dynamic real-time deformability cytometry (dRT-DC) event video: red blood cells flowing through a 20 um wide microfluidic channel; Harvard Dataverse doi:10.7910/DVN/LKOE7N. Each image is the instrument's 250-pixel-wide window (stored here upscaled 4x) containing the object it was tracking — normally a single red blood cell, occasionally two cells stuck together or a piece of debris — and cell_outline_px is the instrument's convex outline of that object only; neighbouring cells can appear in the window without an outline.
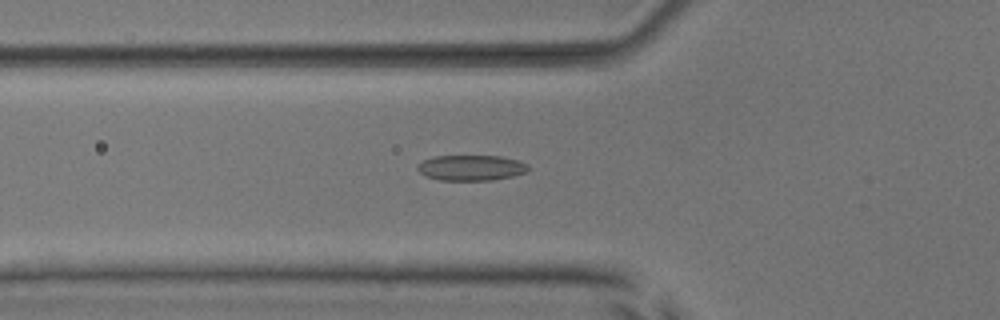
{"species": "common noctule bat (a hibernating species)", "species_latin": "Nyctalus noctula", "temperature_condition": "room temperature", "stored_images_in_passage": 39, "camera_frame_rate_fps": 3000, "um_per_image_px": 0.085, "animal": {"sex": "male", "body_mass_g": 17.9, "forearm_length_mm": 54.2}, "frame": {"image": 1, "passage_image": 5, "time_ms": 1.333, "image_size_px": [1000, 320], "cell_outline_px": [[528, 168], [524, 172], [512, 176], [492, 180], [440, 180], [428, 176], [420, 172], [416, 168], [424, 160], [436, 156], [500, 156], [516, 160], [528, 164]], "centroid_in_image_um": [40.05, 14.26], "position_along_channel_um": 85.8, "area_um2": 16.13}}
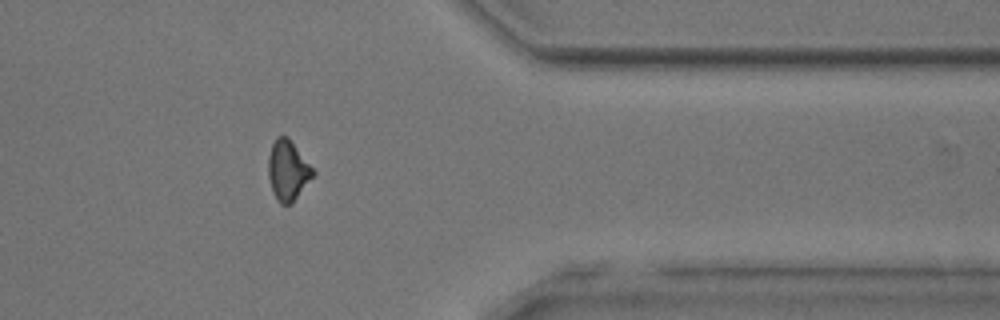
{"frame": {"image": 2, "passage_image": 29, "time_ms": 9.333, "image_size_px": [1000, 320], "cell_outline_px": [[316, 172], [292, 204], [280, 204], [276, 200], [272, 192], [268, 176], [268, 156], [272, 144], [276, 136], [288, 136]], "centroid_in_image_um": [24.45, 14.49], "position_along_channel_um": 386.9, "area_um2": 15.78}}
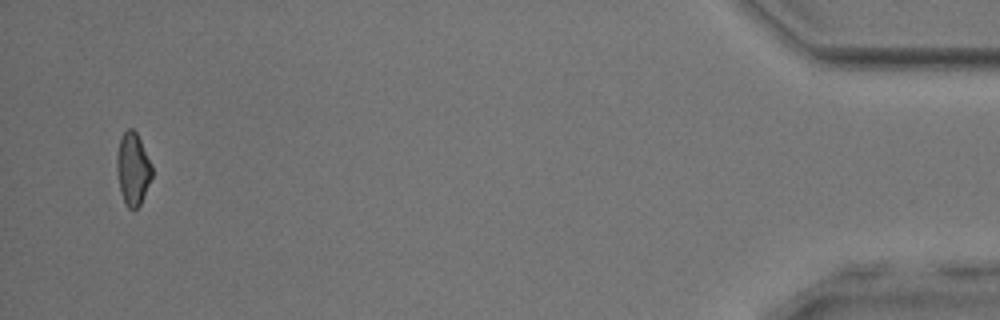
{"frame": {"image": 3, "passage_image": 37, "time_ms": 12.0, "image_size_px": [1000, 320], "cell_outline_px": [[152, 176], [140, 204], [136, 208], [128, 208], [120, 192], [116, 168], [116, 156], [120, 136], [128, 128], [132, 128], [136, 132], [152, 164]], "centroid_in_image_um": [11.28, 14.32], "position_along_channel_um": 423.9, "area_um2": 14.8}, "authors_computed_cell_mechanics": {"area_um2": 15.606, "velocity_mm_per_s": 3.9317, "shape_relaxation_time_tau1_ms": null, "shape_relaxation_time_tau2_ms": 2.7564, "deformation_change_tau1": null, "deformation_change_tau2": 0.0918}}